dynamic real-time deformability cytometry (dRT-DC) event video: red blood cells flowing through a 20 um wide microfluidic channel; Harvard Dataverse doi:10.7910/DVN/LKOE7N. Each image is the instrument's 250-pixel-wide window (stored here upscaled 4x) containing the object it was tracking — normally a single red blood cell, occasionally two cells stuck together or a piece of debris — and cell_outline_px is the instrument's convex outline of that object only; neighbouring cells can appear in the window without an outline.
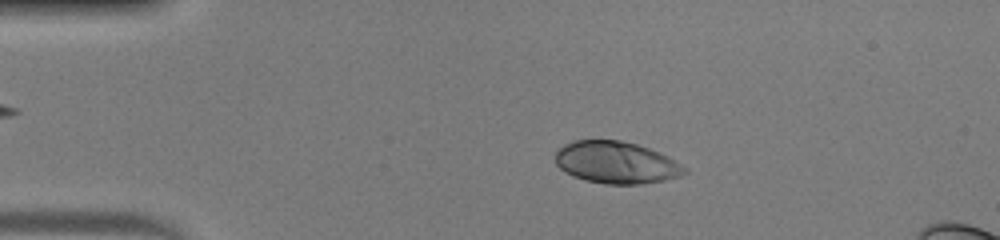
{"species": "human", "species_latin": "Homo sapiens", "temperature_condition": "warm", "stored_images_in_passage": 48, "camera_frame_rate_fps": 3000, "um_per_image_px": 0.085, "donor": {"sex": "male"}, "frame": {"image": 1, "passage_image": 10, "time_ms": 3.0, "image_size_px": [1000, 240], "cell_outline_px": [[688, 172], [680, 176], [664, 180], [640, 184], [604, 184], [584, 180], [572, 176], [564, 172], [556, 164], [556, 152], [564, 144], [576, 140], [620, 140], [636, 144], [648, 148], [668, 156], [688, 168]], "centroid_in_image_um": [52.38, 13.82], "position_along_channel_um": 32.6, "area_um2": 31.73}}
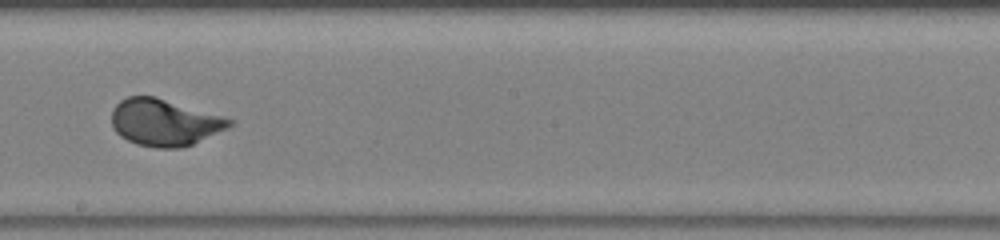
{"frame": {"image": 2, "passage_image": 28, "time_ms": 9.0, "image_size_px": [1000, 240], "cell_outline_px": [[236, 120], [228, 128], [192, 144], [180, 148], [156, 148], [136, 144], [120, 136], [116, 132], [112, 124], [112, 108], [120, 100], [128, 96], [156, 96]], "centroid_in_image_um": [13.97, 10.4], "position_along_channel_um": 234.2, "area_um2": 32.19}}
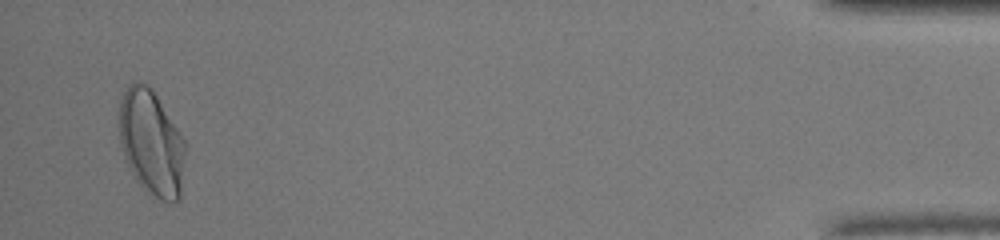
{"frame": {"image": 3, "passage_image": 47, "time_ms": 15.333, "image_size_px": [1000, 240], "cell_outline_px": [[188, 144], [180, 196], [176, 200], [160, 200], [140, 184], [132, 172], [124, 156], [120, 144], [120, 100], [128, 84], [136, 80], [152, 88]], "centroid_in_image_um": [12.9, 12.09], "position_along_channel_um": 422.3, "area_um2": 40.58}, "authors_computed_cell_mechanics": {"area_um2": 32.1657, "velocity_mm_per_s": 4.2374, "shape_relaxation_time_tau1_ms": 2.6334, "shape_relaxation_time_tau2_ms": null, "deformation_change_tau1": 0.1914, "deformation_change_tau2": null}}